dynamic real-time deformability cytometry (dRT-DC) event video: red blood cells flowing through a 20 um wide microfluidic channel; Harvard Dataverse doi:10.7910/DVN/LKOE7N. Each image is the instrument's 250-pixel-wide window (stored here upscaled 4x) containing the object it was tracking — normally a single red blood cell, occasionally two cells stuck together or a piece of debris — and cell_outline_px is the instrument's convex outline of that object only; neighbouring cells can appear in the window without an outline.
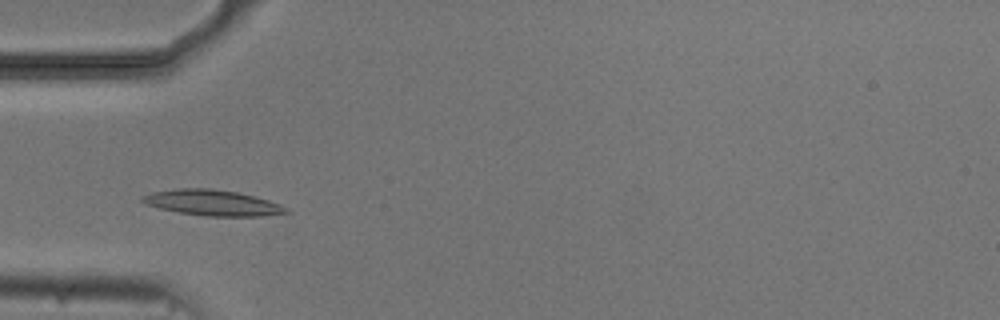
{"species": "common noctule bat (a hibernating species)", "species_latin": "Nyctalus noctula", "temperature_condition": "cold", "stored_images_in_passage": 40, "camera_frame_rate_fps": 3000, "um_per_image_px": 0.085, "animal": {"sex": "male", "body_mass_g": 20.5, "forearm_length_mm": 52.5}, "frame": {"image": 1, "passage_image": 3, "time_ms": 0.667, "image_size_px": [1000, 320], "cell_outline_px": [[292, 212], [260, 216], [204, 216], [180, 212], [160, 208], [144, 204], [140, 200], [140, 196], [152, 192], [176, 188], [212, 188], [236, 192], [268, 200], [280, 204], [288, 208]], "centroid_in_image_um": [18.03, 17.23], "position_along_channel_um": 67.0, "area_um2": 21.56}}
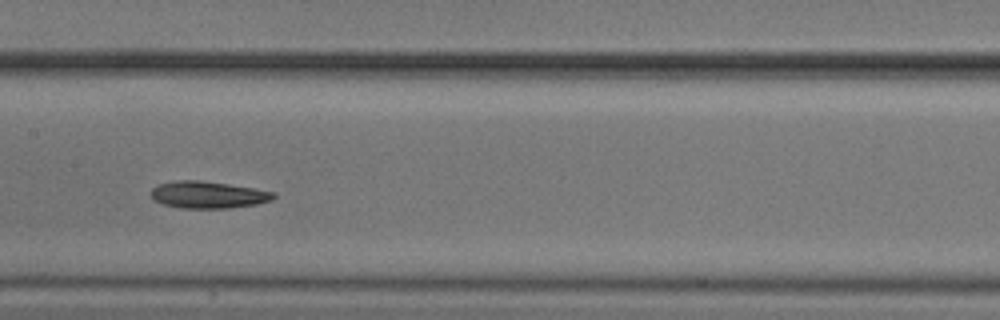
{"frame": {"image": 2, "passage_image": 13, "time_ms": 4.0, "image_size_px": [1000, 320], "cell_outline_px": [[276, 196], [272, 200], [256, 204], [232, 208], [180, 208], [164, 204], [152, 200], [152, 188], [160, 184], [176, 180], [200, 180], [256, 188], [276, 192]], "centroid_in_image_um": [17.72, 16.56], "position_along_channel_um": 189.7, "area_um2": 19.36}}
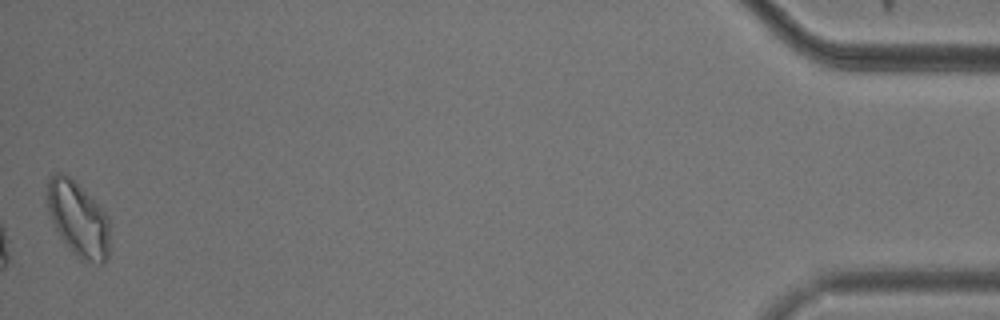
{"frame": {"image": 3, "passage_image": 40, "time_ms": 13.0, "image_size_px": [1000, 320], "cell_outline_px": [[108, 256], [104, 264], [100, 264], [80, 260], [64, 244], [48, 212], [48, 176], [56, 172], [60, 172], [68, 176], [92, 196], [104, 208], [108, 216]], "centroid_in_image_um": [6.66, 18.62], "position_along_channel_um": 428.5, "area_um2": 27.51}, "authors_computed_cell_mechanics": {"area_um2": 19.4497, "velocity_mm_per_s": 3.6729, "shape_relaxation_time_tau1_ms": 4.2046, "shape_relaxation_time_tau2_ms": null, "deformation_change_tau1": 0.1166, "deformation_change_tau2": null}}